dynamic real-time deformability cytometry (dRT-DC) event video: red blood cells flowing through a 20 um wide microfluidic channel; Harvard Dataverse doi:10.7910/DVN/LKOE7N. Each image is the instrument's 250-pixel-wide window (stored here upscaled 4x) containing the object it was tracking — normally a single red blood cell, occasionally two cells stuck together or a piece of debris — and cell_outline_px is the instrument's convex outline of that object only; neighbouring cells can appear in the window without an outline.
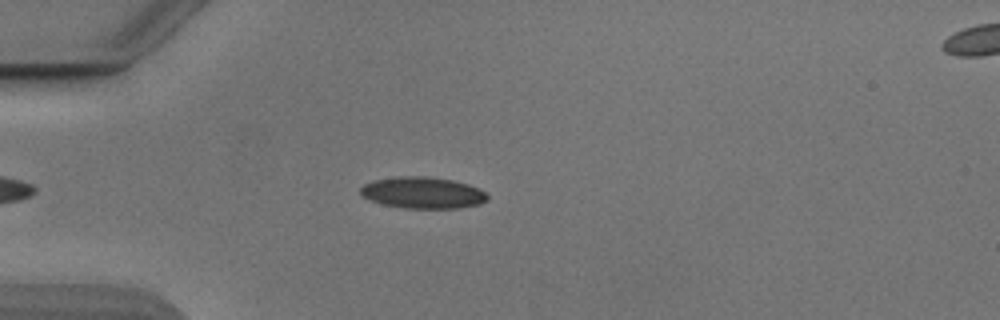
{"species": "Egyptian fruit bat (a non-hibernating species)", "species_latin": "Rousettus aegyptiacus", "temperature_condition": "cold", "stored_images_in_passage": 46, "camera_frame_rate_fps": 3000, "um_per_image_px": 0.085, "animal": {"sex": "male"}, "frame": {"image": 1, "passage_image": 8, "time_ms": 2.333, "image_size_px": [1000, 320], "cell_outline_px": [[488, 200], [480, 204], [460, 208], [404, 208], [384, 204], [368, 200], [360, 196], [360, 188], [364, 184], [376, 180], [400, 176], [428, 176], [452, 180], [468, 184], [484, 192], [488, 196]], "centroid_in_image_um": [35.91, 16.39], "position_along_channel_um": 49.1, "area_um2": 23.29}}
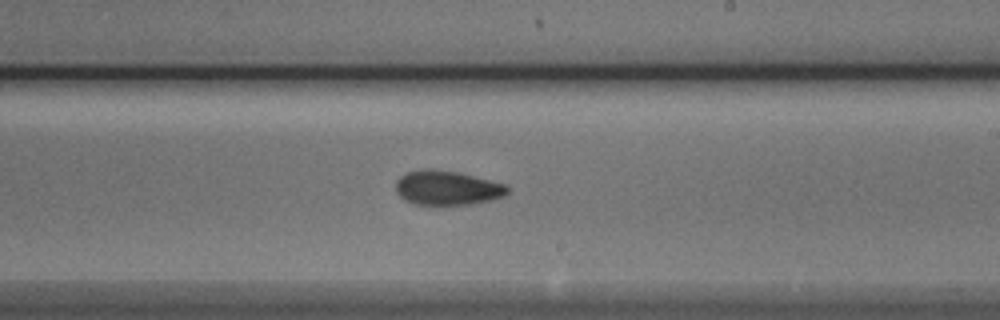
{"frame": {"image": 2, "passage_image": 25, "time_ms": 8.0, "image_size_px": [1000, 320], "cell_outline_px": [[508, 192], [504, 196], [492, 200], [472, 204], [412, 204], [404, 200], [396, 192], [396, 180], [400, 176], [408, 172], [420, 168], [432, 168], [456, 172], [508, 184]], "centroid_in_image_um": [38.0, 15.96], "position_along_channel_um": 251.0, "area_um2": 22.54}}
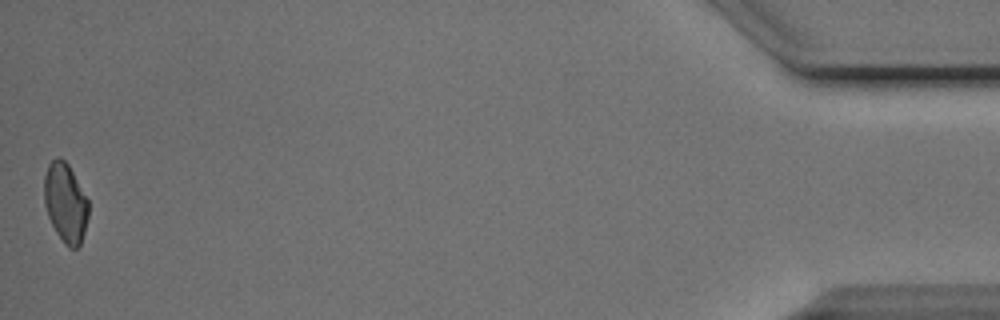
{"frame": {"image": 3, "passage_image": 46, "time_ms": 15.0, "image_size_px": [1000, 320], "cell_outline_px": [[88, 216], [84, 232], [80, 244], [76, 248], [68, 248], [64, 244], [56, 232], [48, 216], [44, 204], [44, 176], [48, 164], [56, 156], [60, 156], [68, 164], [88, 200]], "centroid_in_image_um": [5.55, 17.22], "position_along_channel_um": 429.7, "area_um2": 20.46}, "authors_computed_cell_mechanics": {"area_um2": 21.964, "velocity_mm_per_s": 3.8671, "shape_relaxation_time_tau1_ms": 3.5406, "shape_relaxation_time_tau2_ms": 2.6613, "deformation_change_tau1": 0.1193, "deformation_change_tau2": 0.0799}}